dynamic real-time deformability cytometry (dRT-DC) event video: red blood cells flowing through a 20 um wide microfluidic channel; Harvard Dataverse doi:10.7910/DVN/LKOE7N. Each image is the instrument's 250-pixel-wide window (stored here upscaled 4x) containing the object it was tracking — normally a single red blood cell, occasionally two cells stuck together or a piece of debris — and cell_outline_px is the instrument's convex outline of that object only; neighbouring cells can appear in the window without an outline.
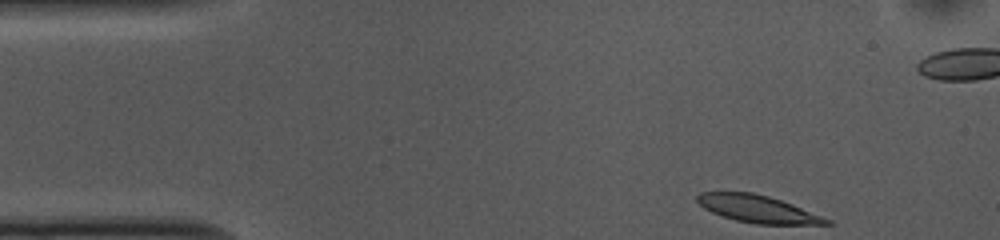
{"species": "common noctule bat (a hibernating species)", "species_latin": "Nyctalus noctula", "temperature_condition": "cold", "stored_images_in_passage": 39, "camera_frame_rate_fps": 3000, "um_per_image_px": 0.085, "animal": {"sex": "female", "body_mass_g": 10.0, "forearm_length_mm": 53.1}, "frame": {"image": 1, "passage_image": 1, "time_ms": 0.0, "image_size_px": [1000, 240], "cell_outline_px": [[832, 224], [756, 224], [736, 220], [712, 212], [704, 208], [696, 200], [696, 196], [700, 192], [752, 192], [768, 196], [792, 204], [832, 220]], "centroid_in_image_um": [64.4, 17.75], "position_along_channel_um": 20.6, "area_um2": 20.35}}
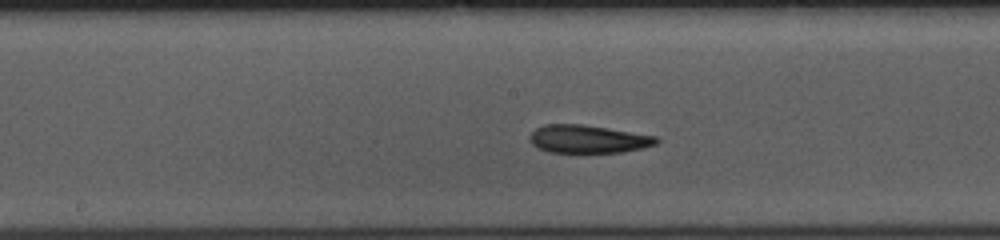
{"frame": {"image": 2, "passage_image": 21, "time_ms": 6.667, "image_size_px": [1000, 240], "cell_outline_px": [[660, 140], [656, 144], [644, 148], [620, 152], [576, 156], [548, 152], [536, 148], [528, 140], [528, 136], [536, 128], [544, 124], [580, 124], [608, 128], [656, 136]], "centroid_in_image_um": [49.92, 11.88], "position_along_channel_um": 198.3, "area_um2": 21.79}}
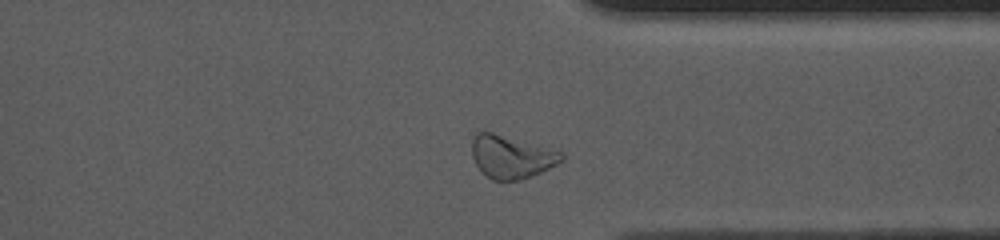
{"frame": {"image": 3, "passage_image": 35, "time_ms": 11.333, "image_size_px": [1000, 240], "cell_outline_px": [[564, 160], [532, 176], [520, 180], [492, 180], [480, 172], [472, 156], [472, 140], [476, 132], [492, 132], [564, 152]], "centroid_in_image_um": [43.45, 13.33], "position_along_channel_um": 368.0, "area_um2": 22.37}, "authors_computed_cell_mechanics": {"area_um2": 21.2704, "velocity_mm_per_s": 3.6927, "shape_relaxation_time_tau1_ms": 3.9398, "shape_relaxation_time_tau2_ms": 2.8119, "deformation_change_tau1": 0.1484, "deformation_change_tau2": 0.1031}}